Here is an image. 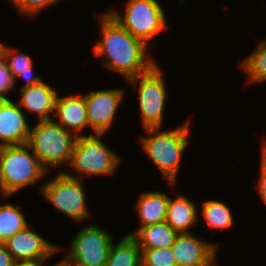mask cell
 I'll use <instances>...</instances> for the list:
<instances>
[{"label": "cell", "instance_id": "cell-1", "mask_svg": "<svg viewBox=\"0 0 266 266\" xmlns=\"http://www.w3.org/2000/svg\"><path fill=\"white\" fill-rule=\"evenodd\" d=\"M102 13L98 17L101 39L93 45L94 56L102 57L103 66L126 81L148 72L157 63L150 57L149 46L129 33L107 10Z\"/></svg>", "mask_w": 266, "mask_h": 266}, {"label": "cell", "instance_id": "cell-2", "mask_svg": "<svg viewBox=\"0 0 266 266\" xmlns=\"http://www.w3.org/2000/svg\"><path fill=\"white\" fill-rule=\"evenodd\" d=\"M190 119L174 129H144L147 135L139 137L141 147L171 187H176L181 159L191 138Z\"/></svg>", "mask_w": 266, "mask_h": 266}, {"label": "cell", "instance_id": "cell-3", "mask_svg": "<svg viewBox=\"0 0 266 266\" xmlns=\"http://www.w3.org/2000/svg\"><path fill=\"white\" fill-rule=\"evenodd\" d=\"M103 135L91 133L76 138L68 167L78 174L64 171L68 176L82 180L84 175L88 180L91 175L109 176L116 172L122 162L121 157L106 145L101 138Z\"/></svg>", "mask_w": 266, "mask_h": 266}, {"label": "cell", "instance_id": "cell-4", "mask_svg": "<svg viewBox=\"0 0 266 266\" xmlns=\"http://www.w3.org/2000/svg\"><path fill=\"white\" fill-rule=\"evenodd\" d=\"M76 138V135L66 131L54 119L44 120L31 126L27 145L50 172L51 167L69 165Z\"/></svg>", "mask_w": 266, "mask_h": 266}, {"label": "cell", "instance_id": "cell-5", "mask_svg": "<svg viewBox=\"0 0 266 266\" xmlns=\"http://www.w3.org/2000/svg\"><path fill=\"white\" fill-rule=\"evenodd\" d=\"M0 169L4 187L12 197L27 186H34L50 173L27 145L0 147Z\"/></svg>", "mask_w": 266, "mask_h": 266}, {"label": "cell", "instance_id": "cell-6", "mask_svg": "<svg viewBox=\"0 0 266 266\" xmlns=\"http://www.w3.org/2000/svg\"><path fill=\"white\" fill-rule=\"evenodd\" d=\"M124 12L114 8L107 12L135 38L149 46L150 41L168 29L167 14L158 0H126Z\"/></svg>", "mask_w": 266, "mask_h": 266}, {"label": "cell", "instance_id": "cell-7", "mask_svg": "<svg viewBox=\"0 0 266 266\" xmlns=\"http://www.w3.org/2000/svg\"><path fill=\"white\" fill-rule=\"evenodd\" d=\"M57 173L55 178L41 183V197L70 219L80 223L87 220L91 210L87 205L83 179L70 177L63 170Z\"/></svg>", "mask_w": 266, "mask_h": 266}, {"label": "cell", "instance_id": "cell-8", "mask_svg": "<svg viewBox=\"0 0 266 266\" xmlns=\"http://www.w3.org/2000/svg\"><path fill=\"white\" fill-rule=\"evenodd\" d=\"M163 72L156 63L148 72L127 80L138 90V106L143 129L162 128L168 90Z\"/></svg>", "mask_w": 266, "mask_h": 266}, {"label": "cell", "instance_id": "cell-9", "mask_svg": "<svg viewBox=\"0 0 266 266\" xmlns=\"http://www.w3.org/2000/svg\"><path fill=\"white\" fill-rule=\"evenodd\" d=\"M113 236L96 224L85 225L73 237L66 257L84 266H105Z\"/></svg>", "mask_w": 266, "mask_h": 266}, {"label": "cell", "instance_id": "cell-10", "mask_svg": "<svg viewBox=\"0 0 266 266\" xmlns=\"http://www.w3.org/2000/svg\"><path fill=\"white\" fill-rule=\"evenodd\" d=\"M125 94L123 88L101 89L83 94L88 127H91L93 134H105L110 130Z\"/></svg>", "mask_w": 266, "mask_h": 266}, {"label": "cell", "instance_id": "cell-11", "mask_svg": "<svg viewBox=\"0 0 266 266\" xmlns=\"http://www.w3.org/2000/svg\"><path fill=\"white\" fill-rule=\"evenodd\" d=\"M30 225L4 242L16 262L48 260L62 250L61 246L47 241Z\"/></svg>", "mask_w": 266, "mask_h": 266}, {"label": "cell", "instance_id": "cell-12", "mask_svg": "<svg viewBox=\"0 0 266 266\" xmlns=\"http://www.w3.org/2000/svg\"><path fill=\"white\" fill-rule=\"evenodd\" d=\"M195 233H179L171 246L177 266H217L218 244Z\"/></svg>", "mask_w": 266, "mask_h": 266}, {"label": "cell", "instance_id": "cell-13", "mask_svg": "<svg viewBox=\"0 0 266 266\" xmlns=\"http://www.w3.org/2000/svg\"><path fill=\"white\" fill-rule=\"evenodd\" d=\"M26 117L17 102L0 99V147L27 144L31 126Z\"/></svg>", "mask_w": 266, "mask_h": 266}, {"label": "cell", "instance_id": "cell-14", "mask_svg": "<svg viewBox=\"0 0 266 266\" xmlns=\"http://www.w3.org/2000/svg\"><path fill=\"white\" fill-rule=\"evenodd\" d=\"M17 104L27 113L37 114L38 121L52 120L55 112V102L58 90L43 80L29 87L20 88ZM26 111V112H25ZM53 113V114H50ZM52 116V117H51Z\"/></svg>", "mask_w": 266, "mask_h": 266}, {"label": "cell", "instance_id": "cell-15", "mask_svg": "<svg viewBox=\"0 0 266 266\" xmlns=\"http://www.w3.org/2000/svg\"><path fill=\"white\" fill-rule=\"evenodd\" d=\"M55 117L58 120L54 121L66 131L71 132L76 137L86 136V134L80 133L88 127L84 95L71 93L69 96L61 97L58 93L55 102Z\"/></svg>", "mask_w": 266, "mask_h": 266}, {"label": "cell", "instance_id": "cell-16", "mask_svg": "<svg viewBox=\"0 0 266 266\" xmlns=\"http://www.w3.org/2000/svg\"><path fill=\"white\" fill-rule=\"evenodd\" d=\"M195 203L184 194L169 197L165 222L178 233H191L192 226L200 220Z\"/></svg>", "mask_w": 266, "mask_h": 266}, {"label": "cell", "instance_id": "cell-17", "mask_svg": "<svg viewBox=\"0 0 266 266\" xmlns=\"http://www.w3.org/2000/svg\"><path fill=\"white\" fill-rule=\"evenodd\" d=\"M169 196L162 191H144L139 194L135 209L139 227L164 222L167 216Z\"/></svg>", "mask_w": 266, "mask_h": 266}, {"label": "cell", "instance_id": "cell-18", "mask_svg": "<svg viewBox=\"0 0 266 266\" xmlns=\"http://www.w3.org/2000/svg\"><path fill=\"white\" fill-rule=\"evenodd\" d=\"M0 50L3 61L12 74L14 84H16V82L18 83V78H22L26 81L25 84L19 88L29 87L43 80L41 76L35 75L33 71V59H31L30 55L17 52L16 48L9 47L8 44L6 45L2 42L0 45Z\"/></svg>", "mask_w": 266, "mask_h": 266}, {"label": "cell", "instance_id": "cell-19", "mask_svg": "<svg viewBox=\"0 0 266 266\" xmlns=\"http://www.w3.org/2000/svg\"><path fill=\"white\" fill-rule=\"evenodd\" d=\"M126 234L131 235L140 248H166L174 244L179 233L164 221L142 226Z\"/></svg>", "mask_w": 266, "mask_h": 266}, {"label": "cell", "instance_id": "cell-20", "mask_svg": "<svg viewBox=\"0 0 266 266\" xmlns=\"http://www.w3.org/2000/svg\"><path fill=\"white\" fill-rule=\"evenodd\" d=\"M105 266H141V249L136 240L125 234L120 241H114Z\"/></svg>", "mask_w": 266, "mask_h": 266}, {"label": "cell", "instance_id": "cell-21", "mask_svg": "<svg viewBox=\"0 0 266 266\" xmlns=\"http://www.w3.org/2000/svg\"><path fill=\"white\" fill-rule=\"evenodd\" d=\"M240 68L246 76L247 84L266 81V39L259 41L255 50L240 61Z\"/></svg>", "mask_w": 266, "mask_h": 266}, {"label": "cell", "instance_id": "cell-22", "mask_svg": "<svg viewBox=\"0 0 266 266\" xmlns=\"http://www.w3.org/2000/svg\"><path fill=\"white\" fill-rule=\"evenodd\" d=\"M201 216L212 231L215 229H228L234 223V216L230 207L224 202L216 200L203 201Z\"/></svg>", "mask_w": 266, "mask_h": 266}, {"label": "cell", "instance_id": "cell-23", "mask_svg": "<svg viewBox=\"0 0 266 266\" xmlns=\"http://www.w3.org/2000/svg\"><path fill=\"white\" fill-rule=\"evenodd\" d=\"M29 224L25 214L15 204H0V243H4Z\"/></svg>", "mask_w": 266, "mask_h": 266}, {"label": "cell", "instance_id": "cell-24", "mask_svg": "<svg viewBox=\"0 0 266 266\" xmlns=\"http://www.w3.org/2000/svg\"><path fill=\"white\" fill-rule=\"evenodd\" d=\"M141 266H177L172 248H140Z\"/></svg>", "mask_w": 266, "mask_h": 266}, {"label": "cell", "instance_id": "cell-25", "mask_svg": "<svg viewBox=\"0 0 266 266\" xmlns=\"http://www.w3.org/2000/svg\"><path fill=\"white\" fill-rule=\"evenodd\" d=\"M22 16L35 17L38 13L62 0H8Z\"/></svg>", "mask_w": 266, "mask_h": 266}, {"label": "cell", "instance_id": "cell-26", "mask_svg": "<svg viewBox=\"0 0 266 266\" xmlns=\"http://www.w3.org/2000/svg\"><path fill=\"white\" fill-rule=\"evenodd\" d=\"M16 90L14 79L3 61L0 50V99L9 98V93Z\"/></svg>", "mask_w": 266, "mask_h": 266}, {"label": "cell", "instance_id": "cell-27", "mask_svg": "<svg viewBox=\"0 0 266 266\" xmlns=\"http://www.w3.org/2000/svg\"><path fill=\"white\" fill-rule=\"evenodd\" d=\"M260 160V177L255 187L257 188V193L259 192L261 201L266 206V139H263L262 142Z\"/></svg>", "mask_w": 266, "mask_h": 266}, {"label": "cell", "instance_id": "cell-28", "mask_svg": "<svg viewBox=\"0 0 266 266\" xmlns=\"http://www.w3.org/2000/svg\"><path fill=\"white\" fill-rule=\"evenodd\" d=\"M16 261L8 252L4 243H0V266H15Z\"/></svg>", "mask_w": 266, "mask_h": 266}, {"label": "cell", "instance_id": "cell-29", "mask_svg": "<svg viewBox=\"0 0 266 266\" xmlns=\"http://www.w3.org/2000/svg\"><path fill=\"white\" fill-rule=\"evenodd\" d=\"M47 260L16 262L15 266H47Z\"/></svg>", "mask_w": 266, "mask_h": 266}, {"label": "cell", "instance_id": "cell-30", "mask_svg": "<svg viewBox=\"0 0 266 266\" xmlns=\"http://www.w3.org/2000/svg\"><path fill=\"white\" fill-rule=\"evenodd\" d=\"M0 196L5 198L9 197L10 195L7 193L5 187H4V182L2 179V174H1V169H0Z\"/></svg>", "mask_w": 266, "mask_h": 266}, {"label": "cell", "instance_id": "cell-31", "mask_svg": "<svg viewBox=\"0 0 266 266\" xmlns=\"http://www.w3.org/2000/svg\"><path fill=\"white\" fill-rule=\"evenodd\" d=\"M60 262L63 264V266H84L69 260L67 257H64L62 260H60Z\"/></svg>", "mask_w": 266, "mask_h": 266}, {"label": "cell", "instance_id": "cell-32", "mask_svg": "<svg viewBox=\"0 0 266 266\" xmlns=\"http://www.w3.org/2000/svg\"><path fill=\"white\" fill-rule=\"evenodd\" d=\"M53 266H63V264L59 261L58 263L54 264Z\"/></svg>", "mask_w": 266, "mask_h": 266}]
</instances>
